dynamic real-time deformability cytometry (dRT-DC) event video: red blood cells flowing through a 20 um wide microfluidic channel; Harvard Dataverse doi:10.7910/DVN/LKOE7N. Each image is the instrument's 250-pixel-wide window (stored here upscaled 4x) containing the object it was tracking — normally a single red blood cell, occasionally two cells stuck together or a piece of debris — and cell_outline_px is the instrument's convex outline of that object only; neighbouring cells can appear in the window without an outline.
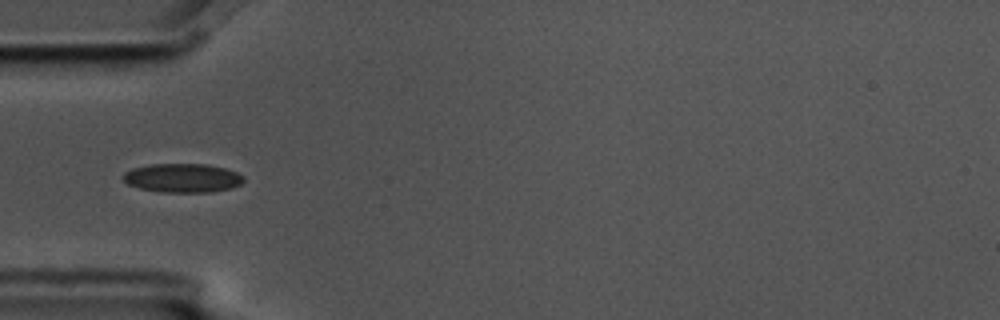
{"species": "common noctule bat (a hibernating species)", "species_latin": "Nyctalus noctula", "temperature_condition": "cold", "stored_images_in_passage": 7, "camera_frame_rate_fps": 3000, "um_per_image_px": 0.085, "animal": {"sex": "male", "body_mass_g": 17.5, "forearm_length_mm": 52.3}, "frame": {"image": 1, "passage_image": 6, "time_ms": 1.667, "image_size_px": [1000, 320], "cell_outline_px": [[244, 180], [240, 184], [232, 188], [208, 192], [160, 192], [140, 188], [128, 184], [120, 176], [124, 172], [132, 168], [152, 164], [204, 164], [224, 168], [236, 172], [244, 176]], "centroid_in_image_um": [15.49, 15.13], "position_along_channel_um": 69.5, "area_um2": 20.29}}